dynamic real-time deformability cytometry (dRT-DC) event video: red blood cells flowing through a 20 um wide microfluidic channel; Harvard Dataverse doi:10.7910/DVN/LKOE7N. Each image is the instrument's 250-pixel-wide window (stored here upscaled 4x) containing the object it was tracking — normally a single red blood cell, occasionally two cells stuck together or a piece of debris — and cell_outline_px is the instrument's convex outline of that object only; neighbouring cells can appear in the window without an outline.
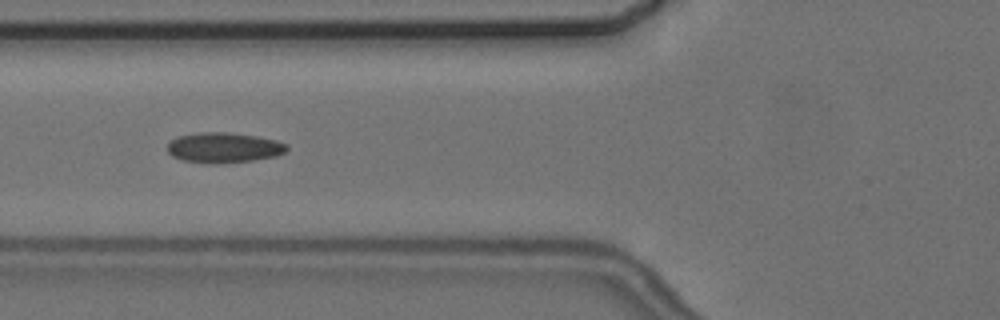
{"species": "common noctule bat (a hibernating species)", "species_latin": "Nyctalus noctula", "temperature_condition": "cold", "stored_images_in_passage": 7, "camera_frame_rate_fps": 3000, "um_per_image_px": 0.085, "animal": {"sex": "female", "body_mass_g": 24.6, "forearm_length_mm": 56.2}, "frame": {"image": 1, "passage_image": 5, "time_ms": 4.667, "image_size_px": [1000, 320], "cell_outline_px": [[288, 148], [284, 152], [276, 156], [252, 160], [212, 164], [184, 160], [172, 156], [168, 152], [168, 144], [172, 140], [180, 136], [200, 132], [228, 132], [256, 136], [276, 140], [288, 144]], "centroid_in_image_um": [19.04, 12.54], "position_along_channel_um": 106.8, "area_um2": 20.87}}
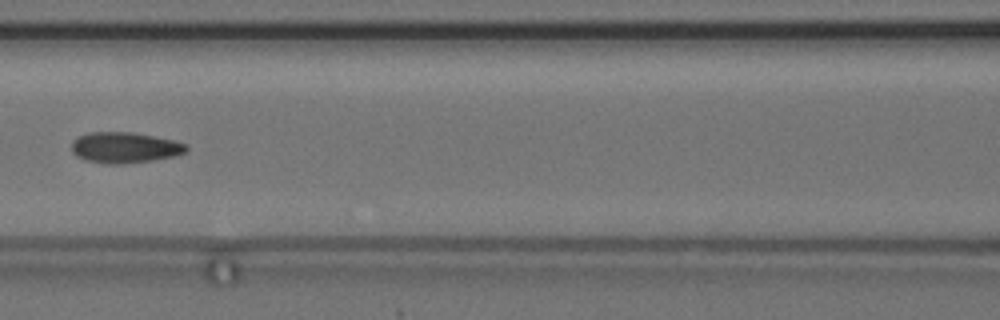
{"frame": {"image": 2, "passage_image": 6, "time_ms": 6.0, "image_size_px": [1000, 320], "cell_outline_px": [[188, 148], [184, 152], [172, 156], [152, 160], [120, 164], [108, 164], [84, 160], [76, 156], [72, 152], [72, 140], [88, 132], [132, 132], [172, 140], [188, 144]], "centroid_in_image_um": [10.56, 12.54], "position_along_channel_um": 156.0, "area_um2": 20.46}}